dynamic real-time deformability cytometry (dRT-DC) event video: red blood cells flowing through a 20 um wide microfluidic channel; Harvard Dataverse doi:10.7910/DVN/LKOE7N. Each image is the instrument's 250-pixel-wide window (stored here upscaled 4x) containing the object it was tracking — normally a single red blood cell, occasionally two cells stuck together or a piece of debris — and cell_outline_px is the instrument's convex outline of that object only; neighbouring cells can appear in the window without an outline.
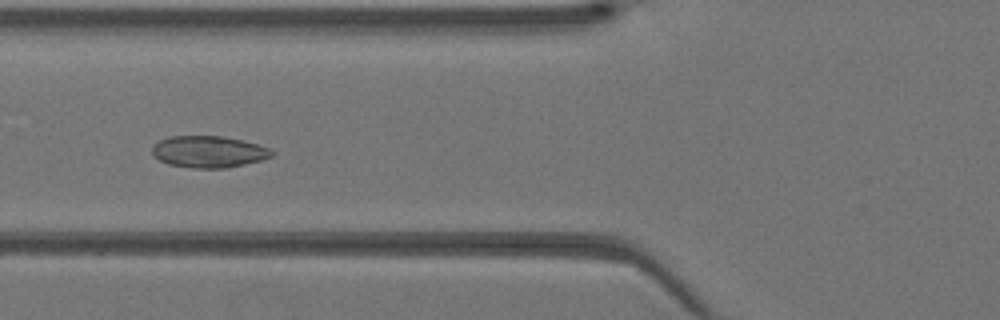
{"species": "Egyptian fruit bat (a non-hibernating species)", "species_latin": "Rousettus aegyptiacus", "temperature_condition": "warm", "stored_images_in_passage": 43, "camera_frame_rate_fps": 3000, "um_per_image_px": 0.085, "animal": {"sex": "female"}, "frame": {"image": 1, "passage_image": 17, "time_ms": 5.333, "image_size_px": [1000, 320], "cell_outline_px": [[276, 152], [272, 156], [260, 160], [244, 164], [224, 168], [192, 168], [168, 164], [152, 156], [152, 144], [168, 136], [220, 136], [240, 140], [256, 144], [268, 148]], "centroid_in_image_um": [17.68, 12.9], "position_along_channel_um": 108.1, "area_um2": 22.02}}
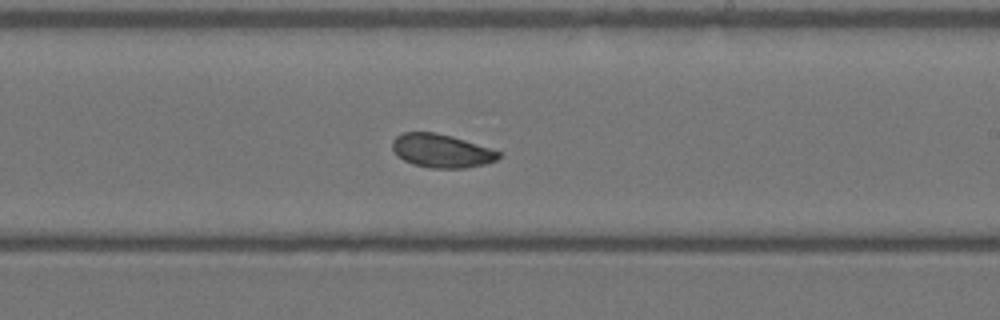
{"frame": {"image": 2, "passage_image": 26, "time_ms": 8.333, "image_size_px": [1000, 320], "cell_outline_px": [[500, 156], [496, 160], [484, 164], [464, 168], [432, 168], [412, 164], [396, 156], [392, 148], [392, 140], [396, 136], [404, 132], [436, 132], [452, 136], [500, 152]], "centroid_in_image_um": [37.47, 12.82], "position_along_channel_um": 251.5, "area_um2": 20.63}}
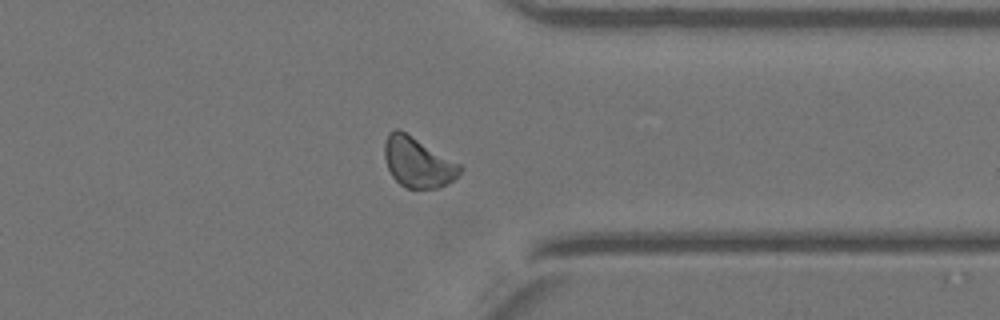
{"frame": {"image": 3, "passage_image": 34, "time_ms": 11.0, "image_size_px": [1000, 320], "cell_outline_px": [[464, 168], [452, 180], [436, 188], [408, 188], [400, 184], [392, 176], [388, 168], [384, 156], [384, 140], [388, 132], [396, 128], [400, 128], [460, 164]], "centroid_in_image_um": [35.47, 13.75], "position_along_channel_um": 375.9, "area_um2": 21.96}}